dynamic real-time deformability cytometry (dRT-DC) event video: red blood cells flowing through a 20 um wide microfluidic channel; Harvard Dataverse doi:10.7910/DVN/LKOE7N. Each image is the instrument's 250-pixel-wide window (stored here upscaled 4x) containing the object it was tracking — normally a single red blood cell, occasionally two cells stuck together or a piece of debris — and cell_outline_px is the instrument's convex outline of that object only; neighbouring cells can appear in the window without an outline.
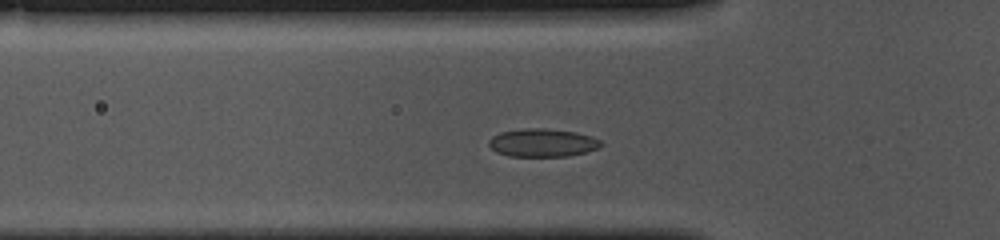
{"species": "common noctule bat (a hibernating species)", "species_latin": "Nyctalus noctula", "temperature_condition": "cold", "stored_images_in_passage": 38, "camera_frame_rate_fps": 3000, "um_per_image_px": 0.085, "animal": {"sex": "female", "body_mass_g": 10.0, "forearm_length_mm": 53.1}, "frame": {"image": 1, "passage_image": 10, "time_ms": 3.0, "image_size_px": [1000, 240], "cell_outline_px": [[604, 144], [600, 148], [588, 152], [568, 156], [508, 156], [496, 152], [488, 144], [488, 140], [492, 136], [500, 132], [520, 128], [544, 128], [576, 132], [592, 136], [600, 140]], "centroid_in_image_um": [46.13, 12.13], "position_along_channel_um": 79.7, "area_um2": 18.67}}
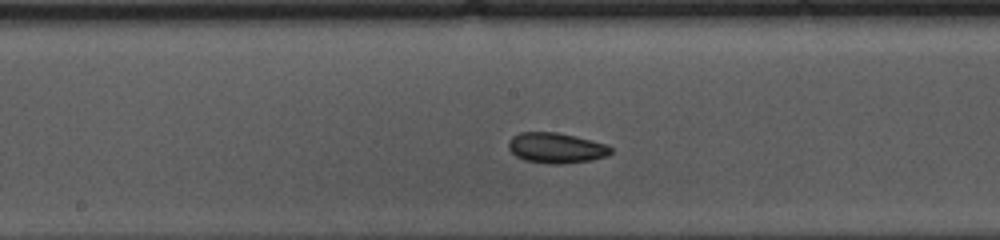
{"frame": {"image": 2, "passage_image": 20, "time_ms": 6.333, "image_size_px": [1000, 240], "cell_outline_px": [[612, 152], [608, 156], [592, 160], [564, 164], [552, 164], [524, 160], [516, 156], [508, 148], [508, 140], [512, 136], [520, 132], [556, 132], [576, 136], [608, 144], [612, 148]], "centroid_in_image_um": [47.29, 12.57], "position_along_channel_um": 200.9, "area_um2": 18.38}}
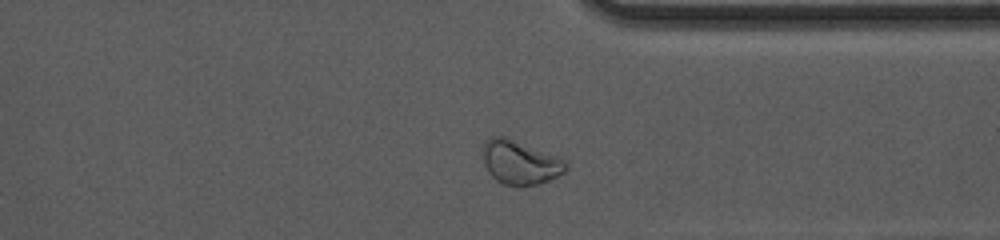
{"frame": {"image": 3, "passage_image": 34, "time_ms": 11.0, "image_size_px": [1000, 240], "cell_outline_px": [[568, 168], [564, 172], [548, 180], [536, 184], [520, 188], [516, 188], [504, 184], [496, 180], [488, 172], [480, 148], [484, 140], [488, 136], [508, 136], [556, 156], [564, 160], [568, 164]], "centroid_in_image_um": [44.15, 13.79], "position_along_channel_um": 367.3, "area_um2": 21.79}, "authors_computed_cell_mechanics": {"area_um2": 18.0914, "velocity_mm_per_s": 3.6141, "shape_relaxation_time_tau1_ms": null, "shape_relaxation_time_tau2_ms": 5.6139, "deformation_change_tau1": null, "deformation_change_tau2": 0.0933}}